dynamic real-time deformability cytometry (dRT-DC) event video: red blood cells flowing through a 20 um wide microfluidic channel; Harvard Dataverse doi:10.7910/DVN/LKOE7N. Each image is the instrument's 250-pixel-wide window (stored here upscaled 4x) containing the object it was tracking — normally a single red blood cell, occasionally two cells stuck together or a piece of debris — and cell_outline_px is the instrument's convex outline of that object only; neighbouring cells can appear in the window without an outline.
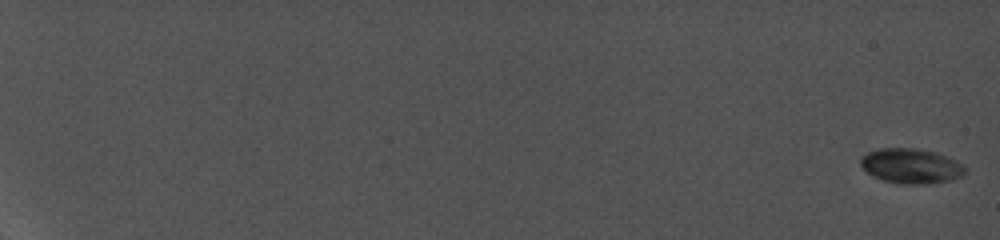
{"species": "common noctule bat (a hibernating species)", "species_latin": "Nyctalus noctula", "temperature_condition": "cold", "stored_images_in_passage": 23, "camera_frame_rate_fps": 5000, "um_per_image_px": 0.085, "animal": {"sex": "female", "body_mass_g": 19.0, "forearm_length_mm": 56.7}, "frame": {"image": 1, "passage_image": 1, "time_ms": 0.0, "image_size_px": [1000, 240], "cell_outline_px": [[968, 172], [960, 176], [944, 180], [884, 180], [868, 172], [860, 164], [860, 156], [868, 152], [880, 148], [916, 148], [936, 152], [956, 160], [964, 164], [968, 168]], "centroid_in_image_um": [77.45, 14.0], "position_along_channel_um": 7.5, "area_um2": 19.94}}
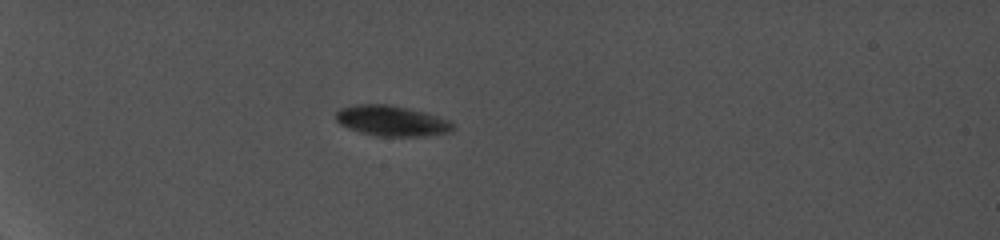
{"frame": {"image": 2, "passage_image": 12, "time_ms": 7.0, "image_size_px": [1000, 240], "cell_outline_px": [[456, 128], [452, 132], [424, 136], [376, 136], [360, 132], [348, 128], [340, 124], [336, 120], [336, 112], [340, 108], [356, 104], [392, 104], [424, 112], [452, 120], [456, 124]], "centroid_in_image_um": [33.35, 10.27], "position_along_channel_um": 51.6, "area_um2": 21.15}}
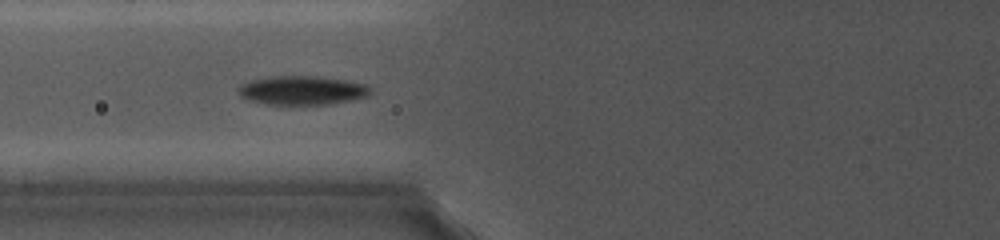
{"frame": {"image": 3, "passage_image": 20, "time_ms": 9.6, "image_size_px": [1000, 240], "cell_outline_px": [[372, 92], [368, 96], [328, 104], [264, 104], [248, 100], [240, 96], [236, 92], [236, 88], [240, 84], [252, 80], [268, 76], [316, 76], [344, 80], [364, 84], [372, 88]], "centroid_in_image_um": [25.61, 7.67], "position_along_channel_um": 100.2, "area_um2": 22.31}}